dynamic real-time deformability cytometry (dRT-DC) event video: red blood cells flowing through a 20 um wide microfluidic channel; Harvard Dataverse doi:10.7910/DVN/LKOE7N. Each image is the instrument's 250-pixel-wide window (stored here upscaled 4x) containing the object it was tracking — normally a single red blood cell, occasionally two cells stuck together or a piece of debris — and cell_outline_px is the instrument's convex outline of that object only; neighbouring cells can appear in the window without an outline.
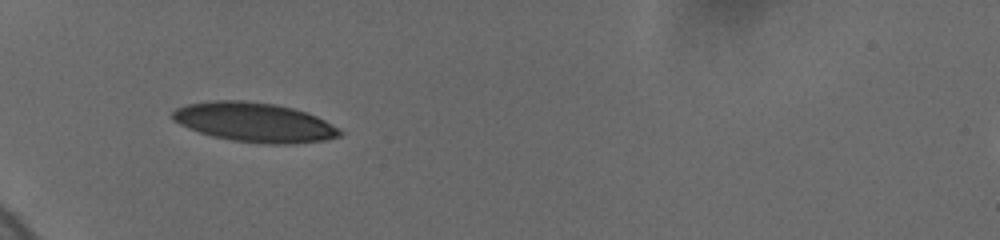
{"species": "human", "species_latin": "Homo sapiens", "temperature_condition": "cold", "stored_images_in_passage": 16, "camera_frame_rate_fps": 3000, "um_per_image_px": 0.085, "donor": {"sex": "female"}, "frame": {"image": 1, "passage_image": 1, "time_ms": 0.0, "image_size_px": [1000, 240], "cell_outline_px": [[344, 132], [340, 136], [324, 140], [292, 144], [268, 144], [232, 140], [212, 136], [188, 128], [172, 120], [172, 112], [176, 108], [188, 104], [212, 100], [240, 100], [276, 104], [292, 108], [316, 116], [340, 128]], "centroid_in_image_um": [21.63, 10.39], "position_along_channel_um": 63.4, "area_um2": 38.32}}
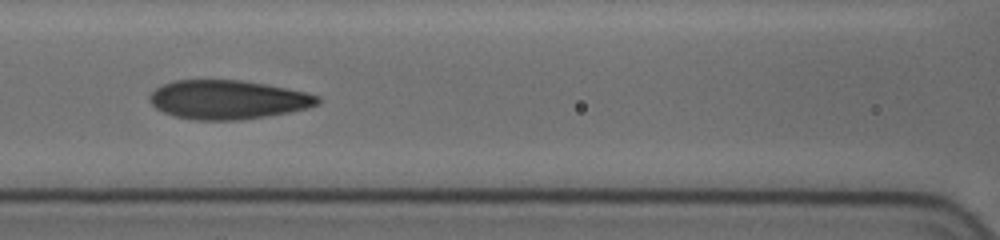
{"frame": {"image": 2, "passage_image": 12, "time_ms": 2.667, "image_size_px": [1000, 240], "cell_outline_px": [[320, 104], [288, 112], [240, 120], [196, 120], [172, 116], [156, 108], [148, 100], [148, 96], [156, 88], [164, 84], [176, 80], [240, 80], [264, 84], [304, 92], [320, 96]], "centroid_in_image_um": [19.32, 8.47], "position_along_channel_um": 147.3, "area_um2": 37.86}}
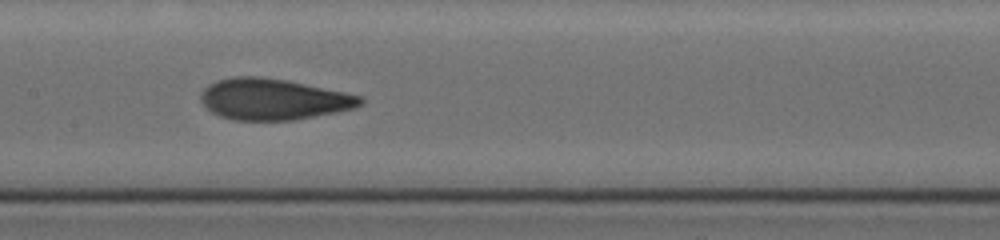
{"frame": {"image": 3, "passage_image": 15, "time_ms": 3.667, "image_size_px": [1000, 240], "cell_outline_px": [[364, 100], [356, 108], [336, 112], [292, 120], [232, 120], [220, 116], [212, 112], [200, 100], [200, 92], [208, 84], [216, 80], [236, 76], [260, 76], [288, 80], [344, 92], [360, 96]], "centroid_in_image_um": [23.19, 8.42], "position_along_channel_um": 184.2, "area_um2": 38.26}}